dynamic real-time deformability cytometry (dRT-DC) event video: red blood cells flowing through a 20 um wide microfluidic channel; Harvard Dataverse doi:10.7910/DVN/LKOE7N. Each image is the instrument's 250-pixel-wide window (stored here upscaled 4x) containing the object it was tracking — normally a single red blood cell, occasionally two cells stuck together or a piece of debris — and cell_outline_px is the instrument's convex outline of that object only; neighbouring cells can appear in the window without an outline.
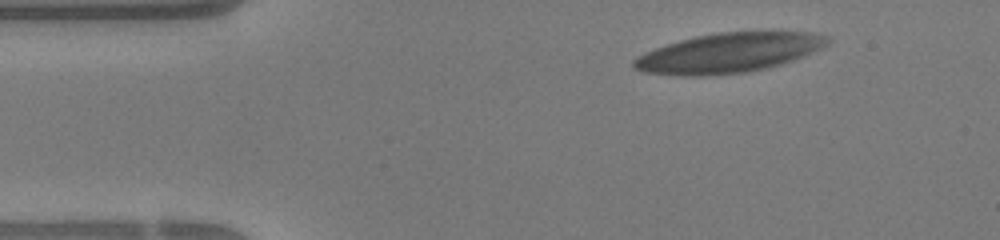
{"species": "human", "species_latin": "Homo sapiens", "temperature_condition": "warm", "stored_images_in_passage": 42, "camera_frame_rate_fps": 3000, "um_per_image_px": 0.085, "donor": {"sex": "female"}, "frame": {"image": 1, "passage_image": 1, "time_ms": 0.0, "image_size_px": [1000, 240], "cell_outline_px": [[788, 56], [764, 64], [748, 68], [716, 72], [668, 72], [644, 68], [636, 64], [640, 60], [664, 48], [676, 44], [692, 40], [712, 36], [744, 32], [764, 32], [780, 36], [788, 52]], "centroid_in_image_um": [61.04, 4.55], "position_along_channel_um": 24.0, "area_um2": 30.69}}
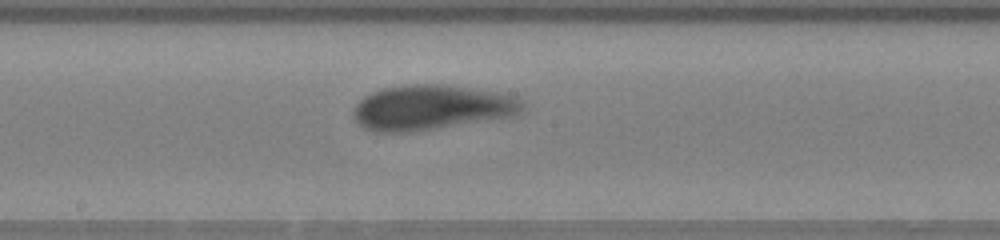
{"frame": {"image": 2, "passage_image": 19, "time_ms": 6.0, "image_size_px": [1000, 240], "cell_outline_px": [[500, 108], [416, 124], [372, 124], [364, 120], [360, 116], [360, 112], [364, 104], [368, 100], [376, 96], [392, 92], [440, 92], [488, 100], [496, 104]], "centroid_in_image_um": [35.74, 9.13], "position_along_channel_um": 212.5, "area_um2": 23.52}}
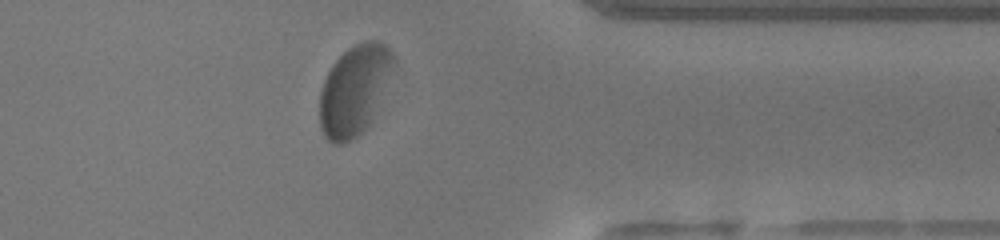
{"frame": {"image": 3, "passage_image": 32, "time_ms": 10.333, "image_size_px": [1000, 240], "cell_outline_px": [[372, 48], [352, 124], [348, 132], [340, 140], [336, 140], [328, 136], [324, 128], [324, 88], [328, 76], [336, 64], [348, 52], [368, 48]], "centroid_in_image_um": [29.26, 7.85], "position_along_channel_um": 382.1, "area_um2": 19.77}}